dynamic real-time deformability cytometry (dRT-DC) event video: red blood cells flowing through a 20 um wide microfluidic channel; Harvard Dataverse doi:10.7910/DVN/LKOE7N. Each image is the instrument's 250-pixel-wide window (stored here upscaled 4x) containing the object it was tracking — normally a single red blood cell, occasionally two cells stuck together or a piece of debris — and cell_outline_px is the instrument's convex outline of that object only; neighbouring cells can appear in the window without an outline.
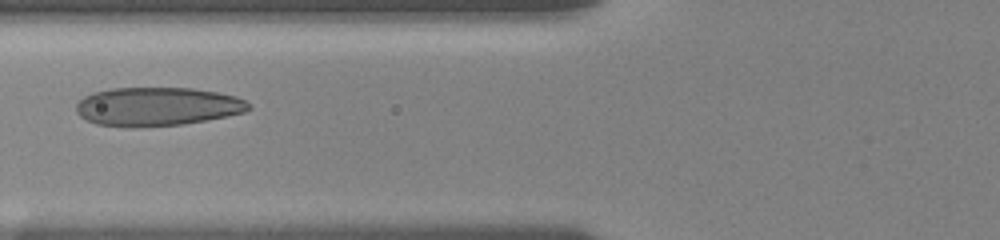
{"species": "human", "species_latin": "Homo sapiens", "temperature_condition": "room temperature", "stored_images_in_passage": 14, "camera_frame_rate_fps": 3000, "um_per_image_px": 0.085, "donor": {"sex": "female"}, "frame": {"image": 1, "passage_image": 12, "time_ms": 5.333, "image_size_px": [1000, 240], "cell_outline_px": [[252, 108], [244, 112], [184, 124], [132, 128], [128, 128], [96, 124], [80, 116], [76, 112], [76, 104], [84, 96], [92, 92], [112, 88], [192, 88], [216, 92], [236, 96], [244, 100]], "centroid_in_image_um": [13.31, 9.06], "position_along_channel_um": 112.5, "area_um2": 38.9}}